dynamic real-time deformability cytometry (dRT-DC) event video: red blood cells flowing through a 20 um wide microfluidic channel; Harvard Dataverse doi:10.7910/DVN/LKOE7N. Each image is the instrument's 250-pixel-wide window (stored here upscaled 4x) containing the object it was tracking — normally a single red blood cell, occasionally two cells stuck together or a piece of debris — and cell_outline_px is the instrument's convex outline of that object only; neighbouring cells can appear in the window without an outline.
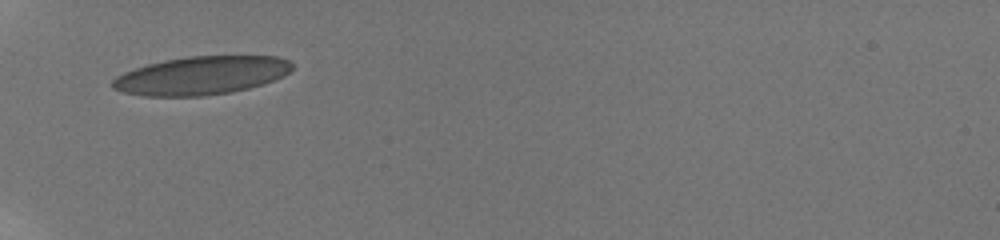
{"species": "human", "species_latin": "Homo sapiens", "temperature_condition": "room temperature", "stored_images_in_passage": 11, "camera_frame_rate_fps": 3000, "um_per_image_px": 0.085, "donor": {"sex": "male"}, "frame": {"image": 1, "passage_image": 1, "time_ms": 0.0, "image_size_px": [1000, 240], "cell_outline_px": [[292, 68], [284, 76], [248, 88], [232, 92], [204, 96], [144, 96], [120, 92], [112, 88], [112, 80], [116, 76], [124, 72], [148, 64], [164, 60], [188, 56], [276, 56], [288, 60], [292, 64]], "centroid_in_image_um": [17.07, 6.42], "position_along_channel_um": 67.9, "area_um2": 40.06}}
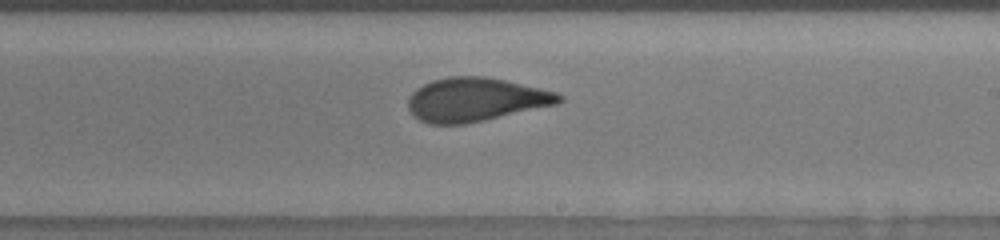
{"frame": {"image": 2, "passage_image": 10, "time_ms": 5.0, "image_size_px": [1000, 240], "cell_outline_px": [[564, 100], [556, 104], [484, 120], [464, 124], [428, 124], [420, 120], [408, 108], [408, 100], [412, 92], [416, 88], [432, 80], [448, 76], [484, 76], [504, 80], [540, 88], [556, 92], [564, 96]], "centroid_in_image_um": [40.41, 8.46], "position_along_channel_um": 248.6, "area_um2": 38.15}}